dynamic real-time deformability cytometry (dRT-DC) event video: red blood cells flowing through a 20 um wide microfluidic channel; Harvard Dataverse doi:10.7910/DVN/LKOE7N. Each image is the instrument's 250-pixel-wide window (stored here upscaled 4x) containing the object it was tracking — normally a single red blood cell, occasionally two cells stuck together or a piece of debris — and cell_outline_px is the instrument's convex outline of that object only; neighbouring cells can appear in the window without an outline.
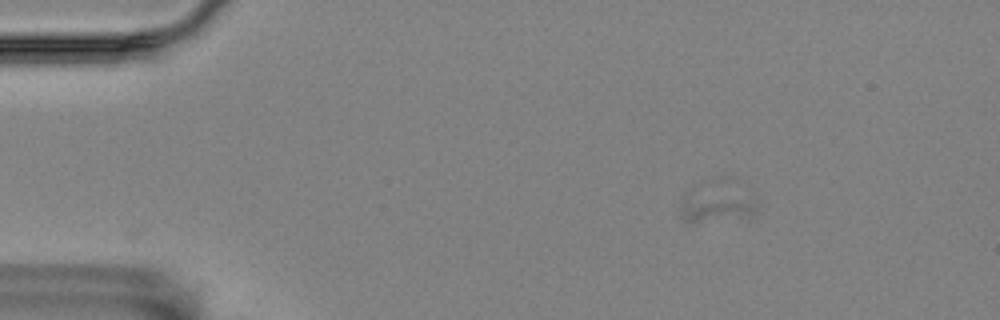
{"species": "Egyptian fruit bat (a non-hibernating species)", "species_latin": "Rousettus aegyptiacus", "temperature_condition": "room temperature", "stored_images_in_passage": 70, "camera_frame_rate_fps": 3000, "um_per_image_px": 0.085, "animal": {"sex": "female"}, "frame": {"image": 1, "passage_image": 1, "time_ms": 0.0, "image_size_px": [1000, 320], "cell_outline_px": [[760, 204], [752, 216], [748, 220], [684, 220], [680, 216], [680, 208], [684, 196]], "centroid_in_image_um": [60.84, 17.81], "position_along_channel_um": 24.2, "area_um2": 10.81}}
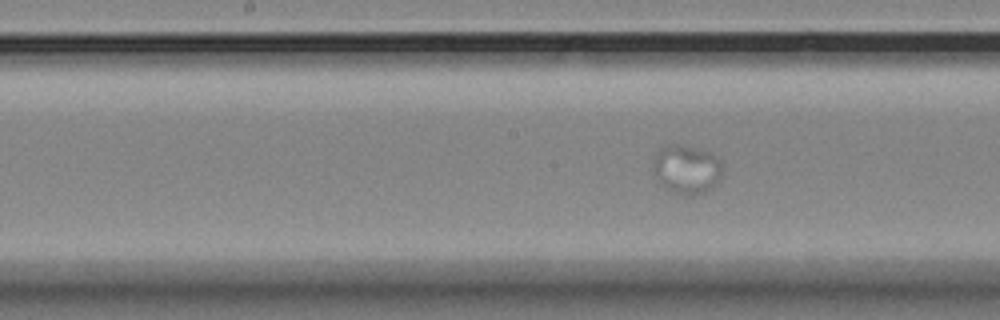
{"frame": {"image": 2, "passage_image": 33, "time_ms": 10.667, "image_size_px": [1000, 320], "cell_outline_px": [[720, 176], [716, 184], [712, 188], [696, 196], [680, 196], [668, 192], [656, 180], [652, 168], [652, 160], [660, 148], [672, 144], [676, 144], [708, 152], [716, 156], [720, 164]], "centroid_in_image_um": [58.28, 14.46], "position_along_channel_um": 189.9, "area_um2": 19.94}}
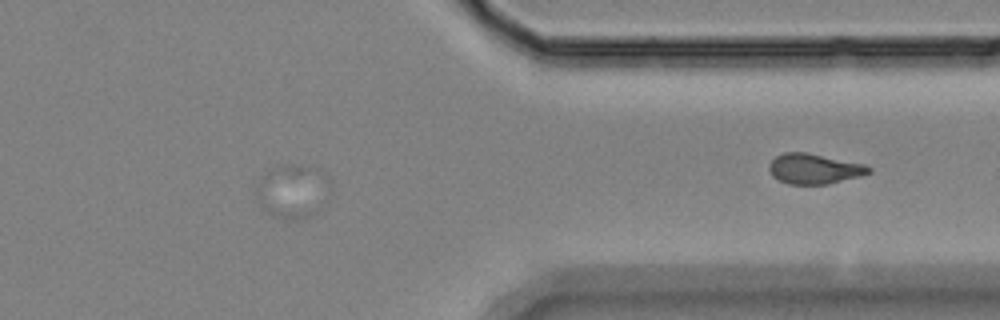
{"frame": {"image": 3, "passage_image": 61, "time_ms": 20.0, "image_size_px": [1000, 320], "cell_outline_px": [[324, 208], [300, 220], [284, 220], [268, 212], [260, 204], [256, 196], [256, 188], [260, 180], [268, 172], [284, 164], [292, 164], [304, 168]], "centroid_in_image_um": [24.51, 16.43], "position_along_channel_um": 386.9, "area_um2": 19.36}}